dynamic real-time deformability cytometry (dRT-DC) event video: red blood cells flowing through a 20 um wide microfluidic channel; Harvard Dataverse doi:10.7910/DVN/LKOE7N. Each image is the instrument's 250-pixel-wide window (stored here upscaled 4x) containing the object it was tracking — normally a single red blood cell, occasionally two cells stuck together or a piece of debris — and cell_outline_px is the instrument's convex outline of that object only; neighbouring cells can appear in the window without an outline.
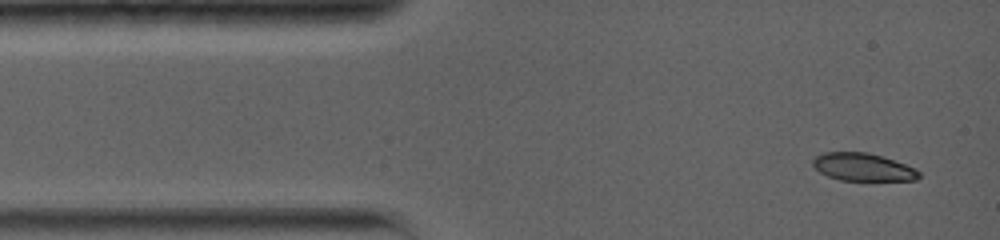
{"species": "common noctule bat (a hibernating species)", "species_latin": "Nyctalus noctula", "temperature_condition": "warm", "stored_images_in_passage": 3, "camera_frame_rate_fps": 5000, "um_per_image_px": 0.085, "animal": {"sex": "female", "body_mass_g": 19.0, "forearm_length_mm": 56.7}, "frame": {"image": 1, "passage_image": 1, "time_ms": 0.0, "image_size_px": [1000, 240], "cell_outline_px": [[920, 176], [916, 180], [840, 180], [828, 176], [820, 172], [812, 164], [812, 160], [816, 156], [824, 152], [868, 152], [916, 168], [920, 172]], "centroid_in_image_um": [73.34, 14.2], "position_along_channel_um": 11.7, "area_um2": 16.99}}